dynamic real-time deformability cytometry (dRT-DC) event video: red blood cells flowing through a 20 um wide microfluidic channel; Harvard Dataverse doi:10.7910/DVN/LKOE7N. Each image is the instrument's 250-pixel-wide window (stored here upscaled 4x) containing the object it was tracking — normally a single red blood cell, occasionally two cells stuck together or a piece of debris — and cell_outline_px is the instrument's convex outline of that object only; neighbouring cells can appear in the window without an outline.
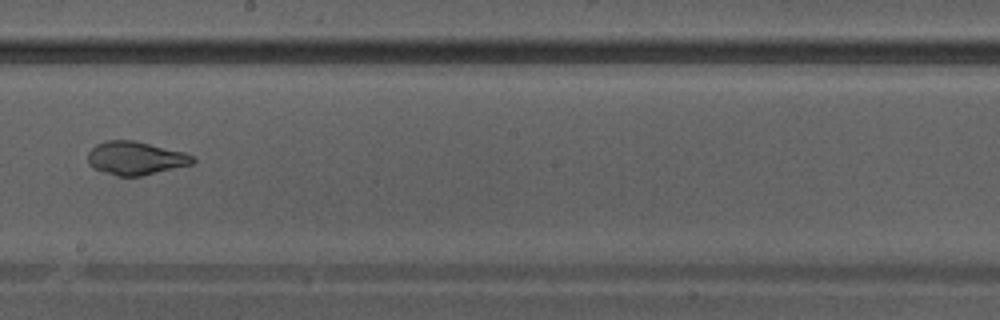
{"species": "Egyptian fruit bat (a non-hibernating species)", "species_latin": "Rousettus aegyptiacus", "temperature_condition": "warm", "stored_images_in_passage": 31, "camera_frame_rate_fps": 3000, "um_per_image_px": 0.085, "animal": {"sex": "male"}, "frame": {"image": 1, "passage_image": 22, "time_ms": 7.0, "image_size_px": [1000, 320], "cell_outline_px": [[196, 160], [192, 164], [140, 176], [116, 176], [92, 168], [88, 164], [88, 152], [96, 144], [108, 140], [132, 140], [184, 152], [192, 156]], "centroid_in_image_um": [11.48, 13.45], "position_along_channel_um": 236.7, "area_um2": 20.23}}